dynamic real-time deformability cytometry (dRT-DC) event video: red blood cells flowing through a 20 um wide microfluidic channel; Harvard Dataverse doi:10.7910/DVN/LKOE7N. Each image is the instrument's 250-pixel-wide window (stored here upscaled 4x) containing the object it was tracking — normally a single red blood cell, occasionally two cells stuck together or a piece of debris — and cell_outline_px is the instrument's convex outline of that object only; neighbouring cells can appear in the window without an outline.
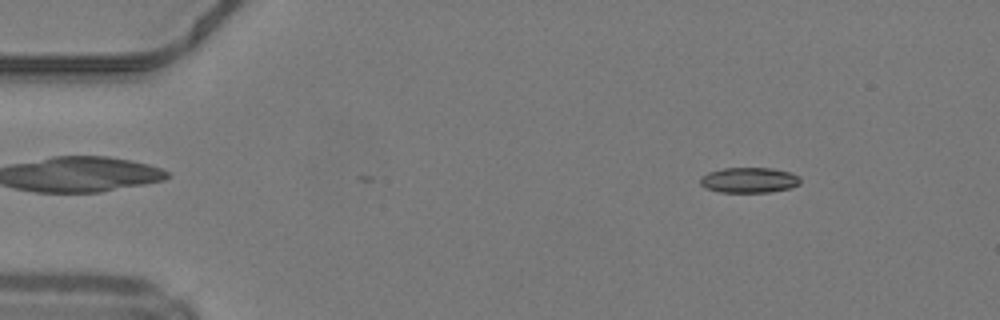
{"species": "common noctule bat (a hibernating species)", "species_latin": "Nyctalus noctula", "temperature_condition": "warm", "stored_images_in_passage": 41, "camera_frame_rate_fps": 3000, "um_per_image_px": 0.085, "animal": {"sex": "male", "body_mass_g": 19.2, "forearm_length_mm": 51.8}, "frame": {"image": 1, "passage_image": 6, "time_ms": 1.667, "image_size_px": [1000, 320], "cell_outline_px": [[800, 184], [792, 188], [768, 192], [720, 192], [704, 188], [700, 184], [700, 176], [708, 172], [724, 168], [772, 168], [792, 172], [800, 176]], "centroid_in_image_um": [63.68, 15.31], "position_along_channel_um": 21.3, "area_um2": 15.03}}
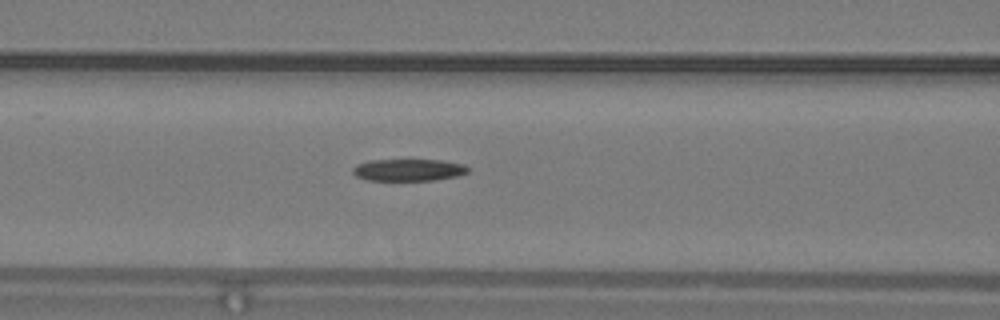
{"frame": {"image": 2, "passage_image": 20, "time_ms": 6.333, "image_size_px": [1000, 320], "cell_outline_px": [[468, 172], [460, 176], [436, 180], [368, 180], [356, 176], [352, 172], [352, 168], [356, 164], [368, 160], [440, 160], [464, 164], [468, 168]], "centroid_in_image_um": [34.72, 14.44], "position_along_channel_um": 131.9, "area_um2": 14.85}}
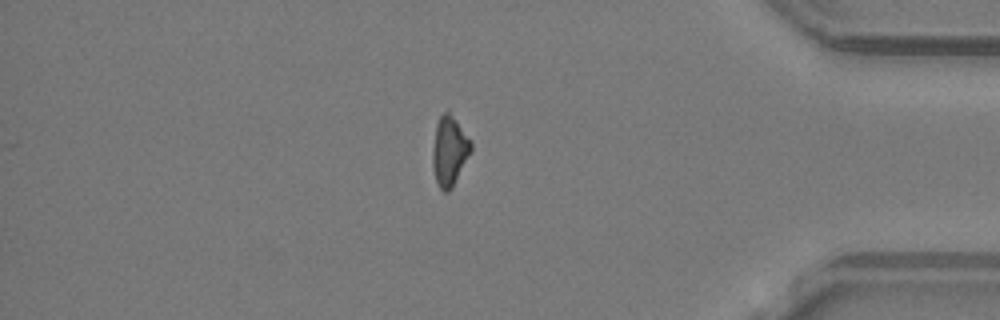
{"frame": {"image": 3, "passage_image": 41, "time_ms": 13.333, "image_size_px": [1000, 320], "cell_outline_px": [[472, 152], [452, 188], [448, 192], [444, 192], [440, 188], [436, 180], [432, 168], [432, 152], [436, 124], [440, 116], [444, 112], [448, 112], [452, 116], [472, 140]], "centroid_in_image_um": [38.21, 12.86], "position_along_channel_um": 397.0, "area_um2": 15.66}}